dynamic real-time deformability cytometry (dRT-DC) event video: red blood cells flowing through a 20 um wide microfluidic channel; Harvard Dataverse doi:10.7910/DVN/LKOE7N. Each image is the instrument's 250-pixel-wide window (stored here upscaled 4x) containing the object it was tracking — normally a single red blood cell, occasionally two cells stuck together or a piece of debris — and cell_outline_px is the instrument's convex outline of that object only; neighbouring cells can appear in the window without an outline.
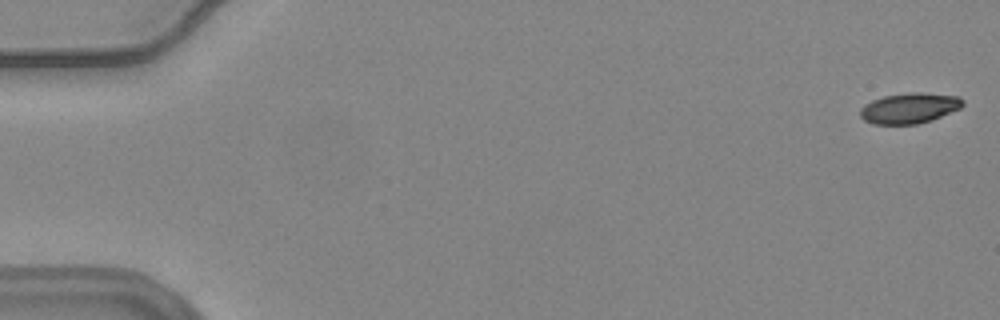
{"species": "common noctule bat (a hibernating species)", "species_latin": "Nyctalus noctula", "temperature_condition": "warm", "stored_images_in_passage": 57, "camera_frame_rate_fps": 3000, "um_per_image_px": 0.085, "animal": {"sex": "female", "body_mass_g": 24.6, "forearm_length_mm": 56.2}, "frame": {"image": 1, "passage_image": 2, "time_ms": 0.333, "image_size_px": [1000, 320], "cell_outline_px": [[964, 104], [960, 108], [932, 120], [916, 124], [872, 124], [864, 120], [860, 116], [860, 108], [864, 104], [872, 100], [884, 96], [912, 92], [924, 92], [960, 96], [964, 100]], "centroid_in_image_um": [77.31, 9.18], "position_along_channel_um": 7.7, "area_um2": 18.38}}
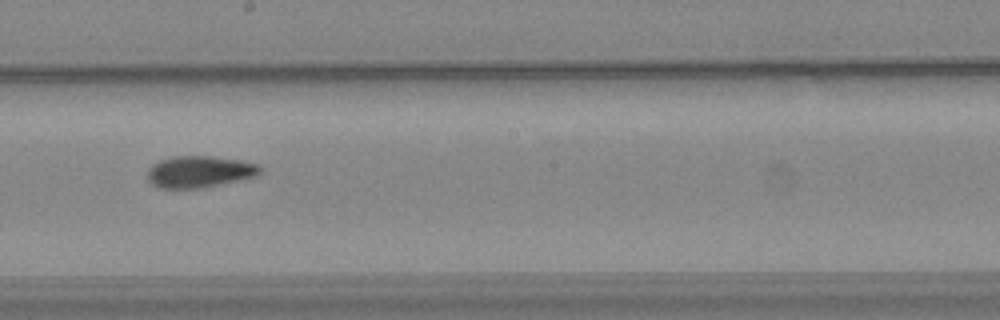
{"frame": {"image": 2, "passage_image": 33, "time_ms": 10.667, "image_size_px": [1000, 320], "cell_outline_px": [[260, 172], [256, 176], [204, 188], [160, 188], [152, 184], [148, 180], [148, 168], [152, 164], [160, 160], [172, 156], [212, 156], [240, 160], [260, 164]], "centroid_in_image_um": [16.94, 14.59], "position_along_channel_um": 231.3, "area_um2": 20.87}}
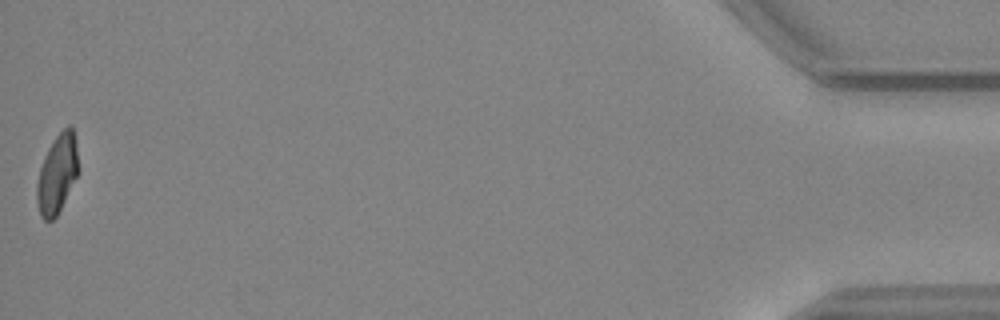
{"frame": {"image": 3, "passage_image": 57, "time_ms": 18.667, "image_size_px": [1000, 320], "cell_outline_px": [[80, 172], [56, 216], [52, 220], [44, 220], [40, 216], [36, 200], [36, 184], [40, 168], [44, 156], [48, 148], [56, 136], [68, 124], [72, 124], [76, 140], [80, 168]], "centroid_in_image_um": [4.89, 14.75], "position_along_channel_um": 430.3, "area_um2": 19.48}, "authors_computed_cell_mechanics": {"area_um2": 20.1144, "velocity_mm_per_s": 3.7075, "shape_relaxation_time_tau1_ms": 7.2745, "shape_relaxation_time_tau2_ms": 3.4987, "deformation_change_tau1": 0.2169, "deformation_change_tau2": 0.1006}}